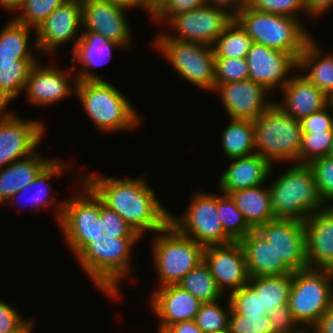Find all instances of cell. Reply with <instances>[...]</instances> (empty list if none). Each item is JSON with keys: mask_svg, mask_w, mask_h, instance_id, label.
<instances>
[{"mask_svg": "<svg viewBox=\"0 0 333 333\" xmlns=\"http://www.w3.org/2000/svg\"><path fill=\"white\" fill-rule=\"evenodd\" d=\"M35 151L31 155L16 160L0 169V204L30 185L39 172L53 159L41 157Z\"/></svg>", "mask_w": 333, "mask_h": 333, "instance_id": "cell-27", "label": "cell"}, {"mask_svg": "<svg viewBox=\"0 0 333 333\" xmlns=\"http://www.w3.org/2000/svg\"><path fill=\"white\" fill-rule=\"evenodd\" d=\"M234 19L254 43L290 53L297 60L313 37L301 18L262 12L249 5L238 12Z\"/></svg>", "mask_w": 333, "mask_h": 333, "instance_id": "cell-5", "label": "cell"}, {"mask_svg": "<svg viewBox=\"0 0 333 333\" xmlns=\"http://www.w3.org/2000/svg\"><path fill=\"white\" fill-rule=\"evenodd\" d=\"M75 94L99 131L135 130L141 123L133 104L107 80L77 81Z\"/></svg>", "mask_w": 333, "mask_h": 333, "instance_id": "cell-3", "label": "cell"}, {"mask_svg": "<svg viewBox=\"0 0 333 333\" xmlns=\"http://www.w3.org/2000/svg\"><path fill=\"white\" fill-rule=\"evenodd\" d=\"M263 185L237 190L228 194L253 230L275 219L271 207L269 186L264 187Z\"/></svg>", "mask_w": 333, "mask_h": 333, "instance_id": "cell-29", "label": "cell"}, {"mask_svg": "<svg viewBox=\"0 0 333 333\" xmlns=\"http://www.w3.org/2000/svg\"><path fill=\"white\" fill-rule=\"evenodd\" d=\"M229 333H274L267 315H241L231 309Z\"/></svg>", "mask_w": 333, "mask_h": 333, "instance_id": "cell-43", "label": "cell"}, {"mask_svg": "<svg viewBox=\"0 0 333 333\" xmlns=\"http://www.w3.org/2000/svg\"><path fill=\"white\" fill-rule=\"evenodd\" d=\"M126 11L106 0H82V31L101 34L130 49L133 40Z\"/></svg>", "mask_w": 333, "mask_h": 333, "instance_id": "cell-19", "label": "cell"}, {"mask_svg": "<svg viewBox=\"0 0 333 333\" xmlns=\"http://www.w3.org/2000/svg\"><path fill=\"white\" fill-rule=\"evenodd\" d=\"M321 198L327 205L333 204V157L317 158L308 164ZM330 203V204H329Z\"/></svg>", "mask_w": 333, "mask_h": 333, "instance_id": "cell-42", "label": "cell"}, {"mask_svg": "<svg viewBox=\"0 0 333 333\" xmlns=\"http://www.w3.org/2000/svg\"><path fill=\"white\" fill-rule=\"evenodd\" d=\"M81 180L141 238L145 232L156 233L169 223L170 211L158 200L143 175L116 179L89 174L82 175Z\"/></svg>", "mask_w": 333, "mask_h": 333, "instance_id": "cell-1", "label": "cell"}, {"mask_svg": "<svg viewBox=\"0 0 333 333\" xmlns=\"http://www.w3.org/2000/svg\"><path fill=\"white\" fill-rule=\"evenodd\" d=\"M157 49L183 79L203 90L215 88V54L213 47L176 39H154Z\"/></svg>", "mask_w": 333, "mask_h": 333, "instance_id": "cell-10", "label": "cell"}, {"mask_svg": "<svg viewBox=\"0 0 333 333\" xmlns=\"http://www.w3.org/2000/svg\"><path fill=\"white\" fill-rule=\"evenodd\" d=\"M177 285L191 293L201 303L221 300L220 298L225 295L217 286L204 260L189 271Z\"/></svg>", "mask_w": 333, "mask_h": 333, "instance_id": "cell-34", "label": "cell"}, {"mask_svg": "<svg viewBox=\"0 0 333 333\" xmlns=\"http://www.w3.org/2000/svg\"><path fill=\"white\" fill-rule=\"evenodd\" d=\"M110 1L114 5H118L121 8H124L126 10H131V8H138L143 10V0H106Z\"/></svg>", "mask_w": 333, "mask_h": 333, "instance_id": "cell-56", "label": "cell"}, {"mask_svg": "<svg viewBox=\"0 0 333 333\" xmlns=\"http://www.w3.org/2000/svg\"><path fill=\"white\" fill-rule=\"evenodd\" d=\"M310 333H333V303Z\"/></svg>", "mask_w": 333, "mask_h": 333, "instance_id": "cell-53", "label": "cell"}, {"mask_svg": "<svg viewBox=\"0 0 333 333\" xmlns=\"http://www.w3.org/2000/svg\"><path fill=\"white\" fill-rule=\"evenodd\" d=\"M250 278L291 274L292 271L279 260L277 252L256 230L241 239Z\"/></svg>", "mask_w": 333, "mask_h": 333, "instance_id": "cell-26", "label": "cell"}, {"mask_svg": "<svg viewBox=\"0 0 333 333\" xmlns=\"http://www.w3.org/2000/svg\"><path fill=\"white\" fill-rule=\"evenodd\" d=\"M24 320L15 307L0 299V333L17 328Z\"/></svg>", "mask_w": 333, "mask_h": 333, "instance_id": "cell-50", "label": "cell"}, {"mask_svg": "<svg viewBox=\"0 0 333 333\" xmlns=\"http://www.w3.org/2000/svg\"><path fill=\"white\" fill-rule=\"evenodd\" d=\"M219 300L201 303L196 314L195 323L203 333L221 332L228 330L231 305L229 299L227 310L219 304Z\"/></svg>", "mask_w": 333, "mask_h": 333, "instance_id": "cell-38", "label": "cell"}, {"mask_svg": "<svg viewBox=\"0 0 333 333\" xmlns=\"http://www.w3.org/2000/svg\"><path fill=\"white\" fill-rule=\"evenodd\" d=\"M260 297L262 309L267 314L287 305L292 286V273L277 276L253 277L247 284Z\"/></svg>", "mask_w": 333, "mask_h": 333, "instance_id": "cell-31", "label": "cell"}, {"mask_svg": "<svg viewBox=\"0 0 333 333\" xmlns=\"http://www.w3.org/2000/svg\"><path fill=\"white\" fill-rule=\"evenodd\" d=\"M158 333H166L164 330L158 329Z\"/></svg>", "mask_w": 333, "mask_h": 333, "instance_id": "cell-61", "label": "cell"}, {"mask_svg": "<svg viewBox=\"0 0 333 333\" xmlns=\"http://www.w3.org/2000/svg\"><path fill=\"white\" fill-rule=\"evenodd\" d=\"M69 0H24L13 19L36 30L45 19L61 4Z\"/></svg>", "mask_w": 333, "mask_h": 333, "instance_id": "cell-39", "label": "cell"}, {"mask_svg": "<svg viewBox=\"0 0 333 333\" xmlns=\"http://www.w3.org/2000/svg\"><path fill=\"white\" fill-rule=\"evenodd\" d=\"M33 31L36 30L11 18L0 31V67L18 66V60L38 59L28 44Z\"/></svg>", "mask_w": 333, "mask_h": 333, "instance_id": "cell-30", "label": "cell"}, {"mask_svg": "<svg viewBox=\"0 0 333 333\" xmlns=\"http://www.w3.org/2000/svg\"><path fill=\"white\" fill-rule=\"evenodd\" d=\"M231 309L241 315H267L262 309L260 297L248 285L228 294Z\"/></svg>", "mask_w": 333, "mask_h": 333, "instance_id": "cell-44", "label": "cell"}, {"mask_svg": "<svg viewBox=\"0 0 333 333\" xmlns=\"http://www.w3.org/2000/svg\"><path fill=\"white\" fill-rule=\"evenodd\" d=\"M38 60H18V66L0 67V108L8 107L24 91L31 67Z\"/></svg>", "mask_w": 333, "mask_h": 333, "instance_id": "cell-36", "label": "cell"}, {"mask_svg": "<svg viewBox=\"0 0 333 333\" xmlns=\"http://www.w3.org/2000/svg\"><path fill=\"white\" fill-rule=\"evenodd\" d=\"M100 218L104 234L109 238H141L114 210L101 200Z\"/></svg>", "mask_w": 333, "mask_h": 333, "instance_id": "cell-46", "label": "cell"}, {"mask_svg": "<svg viewBox=\"0 0 333 333\" xmlns=\"http://www.w3.org/2000/svg\"><path fill=\"white\" fill-rule=\"evenodd\" d=\"M164 331L166 333H203L194 320L173 323Z\"/></svg>", "mask_w": 333, "mask_h": 333, "instance_id": "cell-54", "label": "cell"}, {"mask_svg": "<svg viewBox=\"0 0 333 333\" xmlns=\"http://www.w3.org/2000/svg\"><path fill=\"white\" fill-rule=\"evenodd\" d=\"M233 18L225 9L206 4L173 16L166 25L175 31V35L164 31L154 39H176L213 47L217 37Z\"/></svg>", "mask_w": 333, "mask_h": 333, "instance_id": "cell-12", "label": "cell"}, {"mask_svg": "<svg viewBox=\"0 0 333 333\" xmlns=\"http://www.w3.org/2000/svg\"><path fill=\"white\" fill-rule=\"evenodd\" d=\"M45 132L43 121L0 108V169L34 153Z\"/></svg>", "mask_w": 333, "mask_h": 333, "instance_id": "cell-13", "label": "cell"}, {"mask_svg": "<svg viewBox=\"0 0 333 333\" xmlns=\"http://www.w3.org/2000/svg\"><path fill=\"white\" fill-rule=\"evenodd\" d=\"M230 166L219 177L221 193L228 195L241 189L266 184L272 173V165L260 155H252L229 159Z\"/></svg>", "mask_w": 333, "mask_h": 333, "instance_id": "cell-24", "label": "cell"}, {"mask_svg": "<svg viewBox=\"0 0 333 333\" xmlns=\"http://www.w3.org/2000/svg\"><path fill=\"white\" fill-rule=\"evenodd\" d=\"M72 72L64 71L56 66H44L38 61L29 72L24 91L27 93V101L37 106H52L58 101L64 100L75 93L76 78L69 81ZM74 87V88H73ZM73 88V89H72Z\"/></svg>", "mask_w": 333, "mask_h": 333, "instance_id": "cell-20", "label": "cell"}, {"mask_svg": "<svg viewBox=\"0 0 333 333\" xmlns=\"http://www.w3.org/2000/svg\"><path fill=\"white\" fill-rule=\"evenodd\" d=\"M304 226L308 268L333 271V207L314 212Z\"/></svg>", "mask_w": 333, "mask_h": 333, "instance_id": "cell-21", "label": "cell"}, {"mask_svg": "<svg viewBox=\"0 0 333 333\" xmlns=\"http://www.w3.org/2000/svg\"><path fill=\"white\" fill-rule=\"evenodd\" d=\"M81 16L82 0H69L59 5L36 29L35 41L32 43L34 49L37 48L36 51L40 54H51L58 47L73 40L72 52L81 36L77 35L82 27Z\"/></svg>", "mask_w": 333, "mask_h": 333, "instance_id": "cell-14", "label": "cell"}, {"mask_svg": "<svg viewBox=\"0 0 333 333\" xmlns=\"http://www.w3.org/2000/svg\"><path fill=\"white\" fill-rule=\"evenodd\" d=\"M332 6L333 0H305V12L312 18L322 16Z\"/></svg>", "mask_w": 333, "mask_h": 333, "instance_id": "cell-52", "label": "cell"}, {"mask_svg": "<svg viewBox=\"0 0 333 333\" xmlns=\"http://www.w3.org/2000/svg\"><path fill=\"white\" fill-rule=\"evenodd\" d=\"M330 111L333 112V101L322 110L301 119L302 133L333 131V115Z\"/></svg>", "mask_w": 333, "mask_h": 333, "instance_id": "cell-47", "label": "cell"}, {"mask_svg": "<svg viewBox=\"0 0 333 333\" xmlns=\"http://www.w3.org/2000/svg\"><path fill=\"white\" fill-rule=\"evenodd\" d=\"M249 79L246 58L215 57V85Z\"/></svg>", "mask_w": 333, "mask_h": 333, "instance_id": "cell-41", "label": "cell"}, {"mask_svg": "<svg viewBox=\"0 0 333 333\" xmlns=\"http://www.w3.org/2000/svg\"><path fill=\"white\" fill-rule=\"evenodd\" d=\"M34 320L31 319H25L17 328L6 332V333H32V330L34 329Z\"/></svg>", "mask_w": 333, "mask_h": 333, "instance_id": "cell-58", "label": "cell"}, {"mask_svg": "<svg viewBox=\"0 0 333 333\" xmlns=\"http://www.w3.org/2000/svg\"><path fill=\"white\" fill-rule=\"evenodd\" d=\"M249 6L258 11L294 18H300V12H305V0H250Z\"/></svg>", "mask_w": 333, "mask_h": 333, "instance_id": "cell-45", "label": "cell"}, {"mask_svg": "<svg viewBox=\"0 0 333 333\" xmlns=\"http://www.w3.org/2000/svg\"><path fill=\"white\" fill-rule=\"evenodd\" d=\"M312 37L298 58V69L310 83L333 99V53L323 55ZM305 71V74H304Z\"/></svg>", "mask_w": 333, "mask_h": 333, "instance_id": "cell-28", "label": "cell"}, {"mask_svg": "<svg viewBox=\"0 0 333 333\" xmlns=\"http://www.w3.org/2000/svg\"><path fill=\"white\" fill-rule=\"evenodd\" d=\"M168 2V0H143V9L153 18Z\"/></svg>", "mask_w": 333, "mask_h": 333, "instance_id": "cell-55", "label": "cell"}, {"mask_svg": "<svg viewBox=\"0 0 333 333\" xmlns=\"http://www.w3.org/2000/svg\"><path fill=\"white\" fill-rule=\"evenodd\" d=\"M169 223L204 248L233 241L221 225L217 193H194L187 210L181 216L176 217L170 213Z\"/></svg>", "mask_w": 333, "mask_h": 333, "instance_id": "cell-11", "label": "cell"}, {"mask_svg": "<svg viewBox=\"0 0 333 333\" xmlns=\"http://www.w3.org/2000/svg\"><path fill=\"white\" fill-rule=\"evenodd\" d=\"M141 238H109L105 234L90 242L77 256L82 270L106 296H120V282L130 275L131 251Z\"/></svg>", "mask_w": 333, "mask_h": 333, "instance_id": "cell-2", "label": "cell"}, {"mask_svg": "<svg viewBox=\"0 0 333 333\" xmlns=\"http://www.w3.org/2000/svg\"><path fill=\"white\" fill-rule=\"evenodd\" d=\"M152 257L160 287L177 285L203 261L204 247L180 233L171 223L155 233Z\"/></svg>", "mask_w": 333, "mask_h": 333, "instance_id": "cell-9", "label": "cell"}, {"mask_svg": "<svg viewBox=\"0 0 333 333\" xmlns=\"http://www.w3.org/2000/svg\"><path fill=\"white\" fill-rule=\"evenodd\" d=\"M253 44L254 41L233 18L217 37L213 49L215 57L246 58Z\"/></svg>", "mask_w": 333, "mask_h": 333, "instance_id": "cell-35", "label": "cell"}, {"mask_svg": "<svg viewBox=\"0 0 333 333\" xmlns=\"http://www.w3.org/2000/svg\"><path fill=\"white\" fill-rule=\"evenodd\" d=\"M267 316L274 333H305L294 319L288 304L273 309Z\"/></svg>", "mask_w": 333, "mask_h": 333, "instance_id": "cell-48", "label": "cell"}, {"mask_svg": "<svg viewBox=\"0 0 333 333\" xmlns=\"http://www.w3.org/2000/svg\"><path fill=\"white\" fill-rule=\"evenodd\" d=\"M283 100L275 102L285 113L301 120L325 108L332 99L310 83L303 75L295 74L281 89Z\"/></svg>", "mask_w": 333, "mask_h": 333, "instance_id": "cell-23", "label": "cell"}, {"mask_svg": "<svg viewBox=\"0 0 333 333\" xmlns=\"http://www.w3.org/2000/svg\"><path fill=\"white\" fill-rule=\"evenodd\" d=\"M69 167V164L64 163V161H62L61 159L59 160L58 158H54L52 159L40 172L39 174L35 177L34 181L24 187L22 190H20L19 192H17L15 195H13L8 202L10 203L11 200H15L17 198L23 199L25 198V193L26 192H34L31 194V196L27 199V201H32V203L30 202L29 204L32 205L35 209H40L42 207H48L53 204L54 202L57 201L56 197L54 196V192H53V196L50 195L49 193V189L47 190L45 188L46 184L49 185V180L53 179V177L55 176V178L59 177V175L63 172H65V168ZM37 189V190H36ZM50 195V196H48ZM52 196V197H51ZM55 197V198H54ZM17 203V200H16Z\"/></svg>", "mask_w": 333, "mask_h": 333, "instance_id": "cell-33", "label": "cell"}, {"mask_svg": "<svg viewBox=\"0 0 333 333\" xmlns=\"http://www.w3.org/2000/svg\"><path fill=\"white\" fill-rule=\"evenodd\" d=\"M206 4V0H168L152 20L156 24L160 22L165 25L173 16L194 10Z\"/></svg>", "mask_w": 333, "mask_h": 333, "instance_id": "cell-49", "label": "cell"}, {"mask_svg": "<svg viewBox=\"0 0 333 333\" xmlns=\"http://www.w3.org/2000/svg\"><path fill=\"white\" fill-rule=\"evenodd\" d=\"M82 191L55 206V217L65 243L76 257L90 242L104 234L100 218L101 199L81 180Z\"/></svg>", "mask_w": 333, "mask_h": 333, "instance_id": "cell-6", "label": "cell"}, {"mask_svg": "<svg viewBox=\"0 0 333 333\" xmlns=\"http://www.w3.org/2000/svg\"><path fill=\"white\" fill-rule=\"evenodd\" d=\"M253 125L256 154L265 158L272 166L274 161L299 163L302 144L299 120L285 113L274 102L253 121Z\"/></svg>", "mask_w": 333, "mask_h": 333, "instance_id": "cell-7", "label": "cell"}, {"mask_svg": "<svg viewBox=\"0 0 333 333\" xmlns=\"http://www.w3.org/2000/svg\"><path fill=\"white\" fill-rule=\"evenodd\" d=\"M211 333H229V331L226 330V331H221V332H211Z\"/></svg>", "mask_w": 333, "mask_h": 333, "instance_id": "cell-60", "label": "cell"}, {"mask_svg": "<svg viewBox=\"0 0 333 333\" xmlns=\"http://www.w3.org/2000/svg\"><path fill=\"white\" fill-rule=\"evenodd\" d=\"M332 303L333 271L306 268L292 272L288 306L305 332H311Z\"/></svg>", "mask_w": 333, "mask_h": 333, "instance_id": "cell-8", "label": "cell"}, {"mask_svg": "<svg viewBox=\"0 0 333 333\" xmlns=\"http://www.w3.org/2000/svg\"><path fill=\"white\" fill-rule=\"evenodd\" d=\"M328 156L333 157V140H332V145H331V149H330Z\"/></svg>", "mask_w": 333, "mask_h": 333, "instance_id": "cell-59", "label": "cell"}, {"mask_svg": "<svg viewBox=\"0 0 333 333\" xmlns=\"http://www.w3.org/2000/svg\"><path fill=\"white\" fill-rule=\"evenodd\" d=\"M222 131L221 148L228 159L255 153L253 121L230 119V123Z\"/></svg>", "mask_w": 333, "mask_h": 333, "instance_id": "cell-32", "label": "cell"}, {"mask_svg": "<svg viewBox=\"0 0 333 333\" xmlns=\"http://www.w3.org/2000/svg\"><path fill=\"white\" fill-rule=\"evenodd\" d=\"M213 92L221 96L230 119L254 121L274 103L267 99L271 92L250 79L215 85Z\"/></svg>", "mask_w": 333, "mask_h": 333, "instance_id": "cell-17", "label": "cell"}, {"mask_svg": "<svg viewBox=\"0 0 333 333\" xmlns=\"http://www.w3.org/2000/svg\"><path fill=\"white\" fill-rule=\"evenodd\" d=\"M203 260L223 294L226 287L232 293L248 284L250 277L239 241L205 247Z\"/></svg>", "mask_w": 333, "mask_h": 333, "instance_id": "cell-18", "label": "cell"}, {"mask_svg": "<svg viewBox=\"0 0 333 333\" xmlns=\"http://www.w3.org/2000/svg\"><path fill=\"white\" fill-rule=\"evenodd\" d=\"M269 185L275 218L305 221L328 205L321 198L308 164L295 163Z\"/></svg>", "mask_w": 333, "mask_h": 333, "instance_id": "cell-4", "label": "cell"}, {"mask_svg": "<svg viewBox=\"0 0 333 333\" xmlns=\"http://www.w3.org/2000/svg\"><path fill=\"white\" fill-rule=\"evenodd\" d=\"M217 210L224 232L233 241H240L253 230L229 195L217 194Z\"/></svg>", "mask_w": 333, "mask_h": 333, "instance_id": "cell-37", "label": "cell"}, {"mask_svg": "<svg viewBox=\"0 0 333 333\" xmlns=\"http://www.w3.org/2000/svg\"><path fill=\"white\" fill-rule=\"evenodd\" d=\"M249 2L250 0H206L208 5L223 8L233 17L248 6Z\"/></svg>", "mask_w": 333, "mask_h": 333, "instance_id": "cell-51", "label": "cell"}, {"mask_svg": "<svg viewBox=\"0 0 333 333\" xmlns=\"http://www.w3.org/2000/svg\"><path fill=\"white\" fill-rule=\"evenodd\" d=\"M150 302L152 313L158 316V328L165 330L173 323L195 320L201 302L179 285L157 288Z\"/></svg>", "mask_w": 333, "mask_h": 333, "instance_id": "cell-22", "label": "cell"}, {"mask_svg": "<svg viewBox=\"0 0 333 333\" xmlns=\"http://www.w3.org/2000/svg\"><path fill=\"white\" fill-rule=\"evenodd\" d=\"M80 35L79 41L72 51L73 58L70 59L71 63L76 61L83 65L82 71L75 75L76 80H103L89 68L104 65L110 60L113 49L124 47L95 32L82 31Z\"/></svg>", "mask_w": 333, "mask_h": 333, "instance_id": "cell-25", "label": "cell"}, {"mask_svg": "<svg viewBox=\"0 0 333 333\" xmlns=\"http://www.w3.org/2000/svg\"><path fill=\"white\" fill-rule=\"evenodd\" d=\"M23 1L24 0H0V6L5 9V11L9 13L14 12L16 14L21 8Z\"/></svg>", "mask_w": 333, "mask_h": 333, "instance_id": "cell-57", "label": "cell"}, {"mask_svg": "<svg viewBox=\"0 0 333 333\" xmlns=\"http://www.w3.org/2000/svg\"><path fill=\"white\" fill-rule=\"evenodd\" d=\"M246 61L249 79L261 84L271 93L277 88L281 90L291 79L289 74L298 69V60L292 54L257 43L248 51Z\"/></svg>", "mask_w": 333, "mask_h": 333, "instance_id": "cell-16", "label": "cell"}, {"mask_svg": "<svg viewBox=\"0 0 333 333\" xmlns=\"http://www.w3.org/2000/svg\"><path fill=\"white\" fill-rule=\"evenodd\" d=\"M256 231L273 246L279 260L292 272L308 268L304 221L275 218Z\"/></svg>", "mask_w": 333, "mask_h": 333, "instance_id": "cell-15", "label": "cell"}, {"mask_svg": "<svg viewBox=\"0 0 333 333\" xmlns=\"http://www.w3.org/2000/svg\"><path fill=\"white\" fill-rule=\"evenodd\" d=\"M333 140V131L302 133V144L299 154L300 164L328 156Z\"/></svg>", "mask_w": 333, "mask_h": 333, "instance_id": "cell-40", "label": "cell"}]
</instances>
